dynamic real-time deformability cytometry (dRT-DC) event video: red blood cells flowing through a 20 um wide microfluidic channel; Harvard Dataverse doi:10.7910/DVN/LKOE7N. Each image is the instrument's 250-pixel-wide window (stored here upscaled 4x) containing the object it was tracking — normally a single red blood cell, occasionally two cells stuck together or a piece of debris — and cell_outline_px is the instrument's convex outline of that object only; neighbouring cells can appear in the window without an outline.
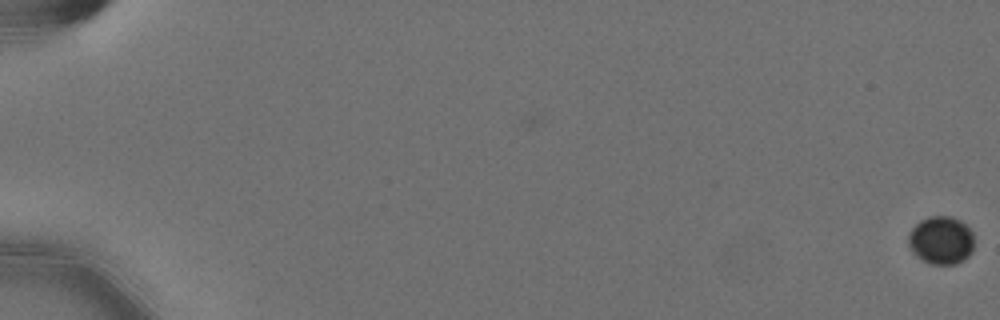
{"species": "Egyptian fruit bat (a non-hibernating species)", "species_latin": "Rousettus aegyptiacus", "temperature_condition": "cold", "stored_images_in_passage": 60, "camera_frame_rate_fps": 3000, "um_per_image_px": 0.085, "animal": {"sex": "female"}, "frame": {"image": 1, "passage_image": 1, "time_ms": 0.0, "image_size_px": [1000, 320], "cell_outline_px": [[972, 252], [964, 260], [956, 264], [932, 264], [916, 256], [912, 252], [908, 244], [908, 236], [912, 228], [920, 220], [928, 216], [952, 216], [960, 220], [972, 232]], "centroid_in_image_um": [79.97, 20.41], "position_along_channel_um": 5.0, "area_um2": 18.38}}
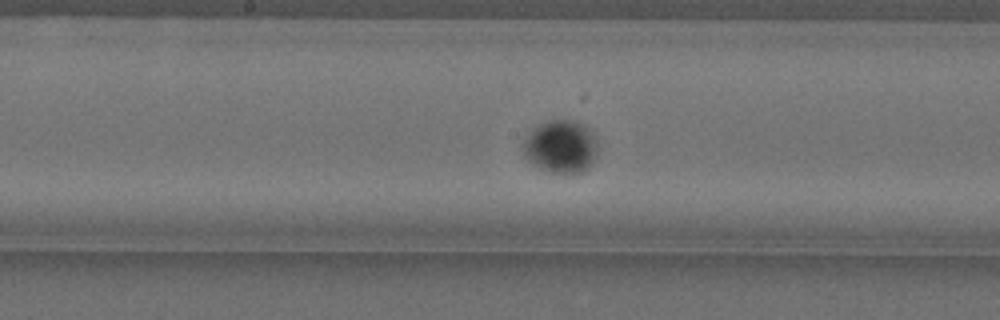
{"frame": {"image": 2, "passage_image": 34, "time_ms": 11.0, "image_size_px": [1000, 320], "cell_outline_px": [[596, 156], [592, 164], [584, 172], [548, 172], [532, 164], [528, 160], [524, 152], [524, 136], [540, 124], [548, 120], [572, 120], [580, 124], [592, 132], [596, 144]], "centroid_in_image_um": [47.65, 12.47], "position_along_channel_um": 200.5, "area_um2": 22.66}}
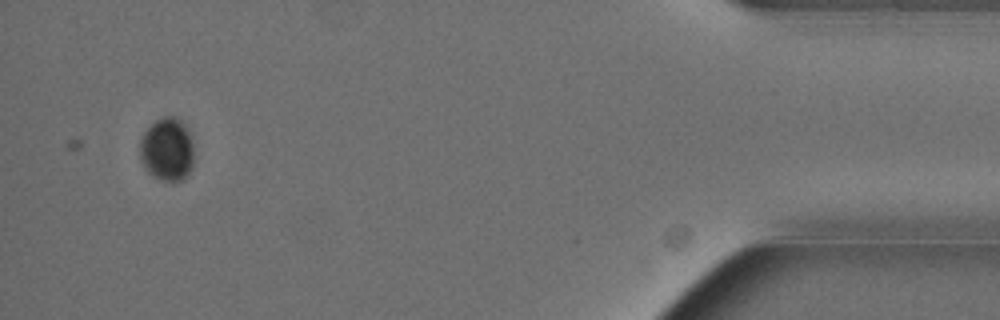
{"frame": {"image": 3, "passage_image": 58, "time_ms": 19.0, "image_size_px": [1000, 320], "cell_outline_px": [[192, 168], [188, 176], [184, 180], [160, 180], [152, 176], [148, 172], [140, 160], [140, 140], [144, 132], [156, 120], [164, 116], [176, 116], [188, 128], [192, 136]], "centroid_in_image_um": [14.21, 12.7], "position_along_channel_um": 421.0, "area_um2": 20.11}, "authors_computed_cell_mechanics": {"area_um2": 20.7502, "velocity_mm_per_s": 3.5564, "shape_relaxation_time_tau1_ms": 0.3752, "shape_relaxation_time_tau2_ms": null, "deformation_change_tau1": 0.0135, "deformation_change_tau2": null}}